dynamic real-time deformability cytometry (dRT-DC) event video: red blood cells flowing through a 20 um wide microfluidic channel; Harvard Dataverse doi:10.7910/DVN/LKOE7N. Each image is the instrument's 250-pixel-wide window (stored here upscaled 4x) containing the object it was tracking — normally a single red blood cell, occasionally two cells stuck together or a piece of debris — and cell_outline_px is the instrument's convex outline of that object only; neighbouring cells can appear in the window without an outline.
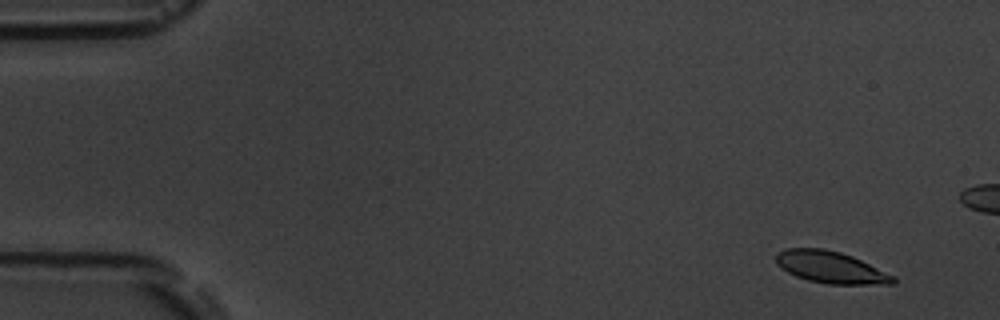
{"species": "common noctule bat (a hibernating species)", "species_latin": "Nyctalus noctula", "temperature_condition": "room temperature", "stored_images_in_passage": 6, "camera_frame_rate_fps": 3000, "um_per_image_px": 0.085, "animal": {"sex": "male", "body_mass_g": 19.5, "forearm_length_mm": 54.6}, "frame": {"image": 1, "passage_image": 1, "time_ms": 0.0, "image_size_px": [1000, 320], "cell_outline_px": [[896, 284], [828, 284], [808, 280], [796, 276], [780, 268], [776, 264], [776, 252], [788, 248], [824, 248], [840, 252], [852, 256], [896, 276]], "centroid_in_image_um": [70.62, 22.72], "position_along_channel_um": 14.4, "area_um2": 21.85}}